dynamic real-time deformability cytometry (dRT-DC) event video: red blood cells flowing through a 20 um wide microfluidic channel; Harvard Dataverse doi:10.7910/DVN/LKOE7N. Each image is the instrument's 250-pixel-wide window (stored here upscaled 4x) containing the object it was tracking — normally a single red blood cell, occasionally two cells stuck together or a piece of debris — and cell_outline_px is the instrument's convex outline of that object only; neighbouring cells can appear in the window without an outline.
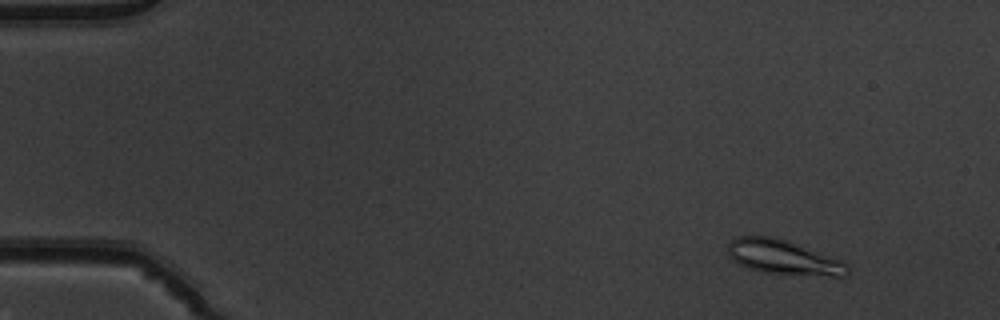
{"species": "common noctule bat (a hibernating species)", "species_latin": "Nyctalus noctula", "temperature_condition": "warm", "stored_images_in_passage": 50, "camera_frame_rate_fps": 3000, "um_per_image_px": 0.085, "animal": {"sex": "male", "body_mass_g": 19.5, "forearm_length_mm": 54.6}, "frame": {"image": 1, "passage_image": 3, "time_ms": 0.667, "image_size_px": [1000, 320], "cell_outline_px": [[848, 276], [832, 276], [764, 272], [748, 268], [732, 260], [728, 256], [728, 244], [736, 236], [772, 236], [788, 240], [844, 260], [848, 264]], "centroid_in_image_um": [66.62, 21.85], "position_along_channel_um": 18.4, "area_um2": 24.22}}
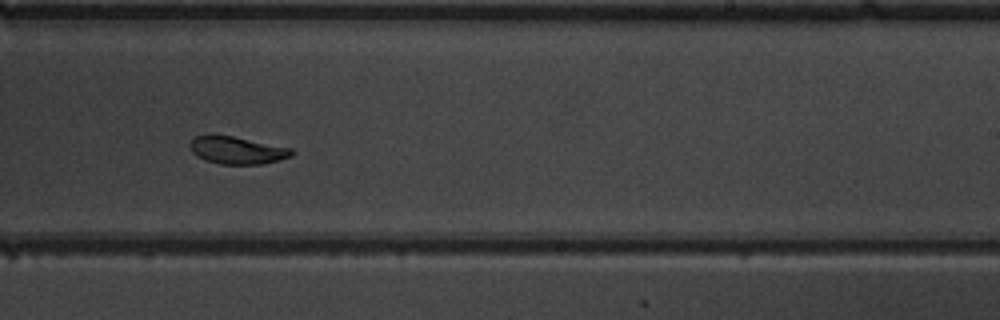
{"frame": {"image": 2, "passage_image": 31, "time_ms": 10.0, "image_size_px": [1000, 320], "cell_outline_px": [[296, 152], [292, 156], [280, 160], [260, 164], [220, 164], [204, 160], [196, 156], [192, 152], [188, 144], [196, 136], [232, 136], [292, 148]], "centroid_in_image_um": [20.18, 12.79], "position_along_channel_um": 268.8, "area_um2": 16.18}}
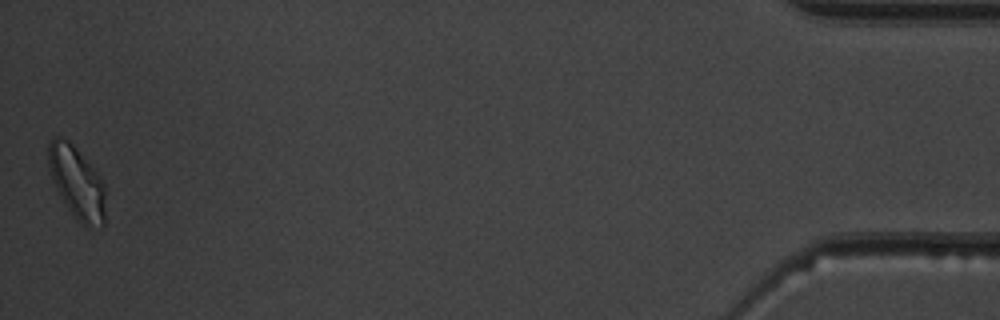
{"frame": {"image": 3, "passage_image": 50, "time_ms": 16.333, "image_size_px": [1000, 320], "cell_outline_px": [[104, 224], [100, 228], [84, 224], [68, 208], [56, 188], [48, 164], [48, 144], [56, 136], [60, 136], [68, 140], [76, 148], [100, 176], [104, 184]], "centroid_in_image_um": [6.54, 15.48], "position_along_channel_um": 428.7, "area_um2": 23.35}, "authors_computed_cell_mechanics": {"area_um2": 17.9469, "velocity_mm_per_s": 3.881, "shape_relaxation_time_tau1_ms": 8.3023, "shape_relaxation_time_tau2_ms": 0.9765, "deformation_change_tau1": 0.1908, "deformation_change_tau2": 0.0745}}